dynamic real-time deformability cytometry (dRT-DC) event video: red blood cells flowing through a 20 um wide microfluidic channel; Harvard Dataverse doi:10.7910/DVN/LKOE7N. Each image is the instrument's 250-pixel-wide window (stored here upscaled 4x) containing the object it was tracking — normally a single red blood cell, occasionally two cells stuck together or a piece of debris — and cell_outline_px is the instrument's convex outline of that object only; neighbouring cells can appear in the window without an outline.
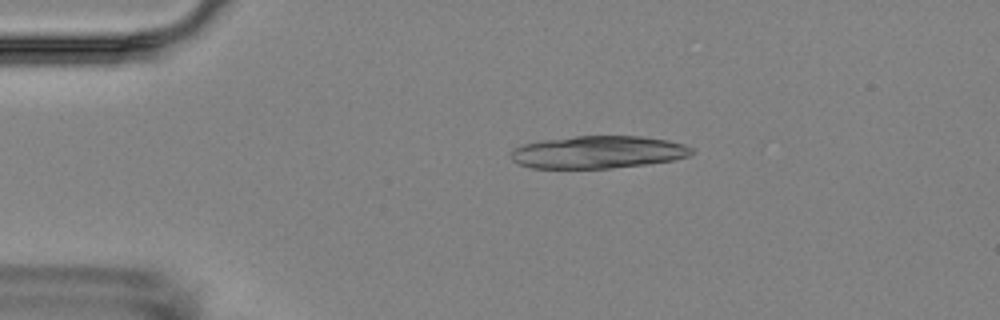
{"species": "Egyptian fruit bat (a non-hibernating species)", "species_latin": "Rousettus aegyptiacus", "temperature_condition": "room temperature", "stored_images_in_passage": 10, "camera_frame_rate_fps": 3000, "um_per_image_px": 0.085, "animal": {"sex": "female"}, "frame": {"image": 1, "passage_image": 4, "time_ms": 3.333, "image_size_px": [1000, 320], "cell_outline_px": [[696, 152], [688, 156], [672, 160], [648, 164], [612, 168], [532, 168], [520, 164], [512, 160], [512, 148], [524, 144], [540, 140], [576, 136], [640, 136], [668, 140], [684, 144], [692, 148]], "centroid_in_image_um": [50.85, 12.93], "position_along_channel_um": 34.1, "area_um2": 34.33}}
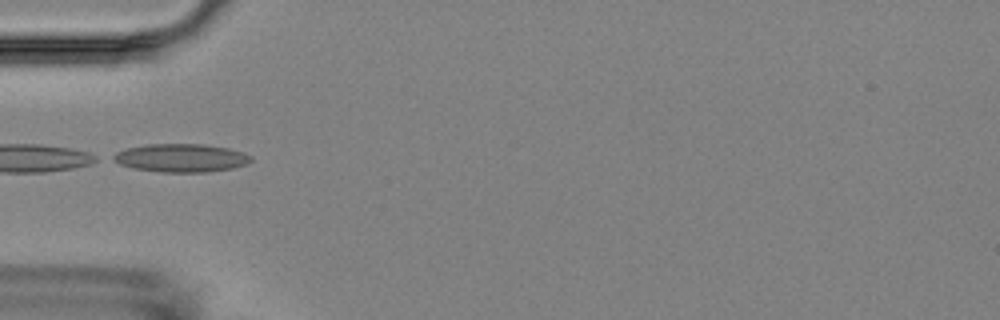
{"frame": {"image": 2, "passage_image": 6, "time_ms": 5.667, "image_size_px": [1000, 320], "cell_outline_px": [[252, 160], [248, 164], [232, 168], [208, 172], [160, 172], [132, 168], [120, 164], [112, 160], [108, 156], [116, 152], [128, 148], [144, 144], [204, 144], [228, 148], [244, 152], [252, 156]], "centroid_in_image_um": [15.37, 13.42], "position_along_channel_um": 69.6, "area_um2": 22.95}}
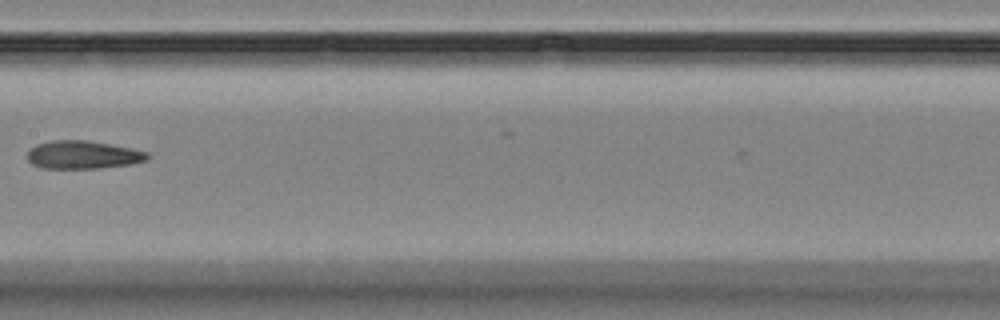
{"frame": {"image": 3, "passage_image": 9, "time_ms": 9.333, "image_size_px": [1000, 320], "cell_outline_px": [[152, 156], [148, 160], [132, 164], [100, 168], [40, 168], [32, 164], [28, 160], [28, 152], [36, 144], [52, 140], [88, 140], [132, 148], [148, 152]], "centroid_in_image_um": [7.1, 13.16], "position_along_channel_um": 200.3, "area_um2": 19.83}}